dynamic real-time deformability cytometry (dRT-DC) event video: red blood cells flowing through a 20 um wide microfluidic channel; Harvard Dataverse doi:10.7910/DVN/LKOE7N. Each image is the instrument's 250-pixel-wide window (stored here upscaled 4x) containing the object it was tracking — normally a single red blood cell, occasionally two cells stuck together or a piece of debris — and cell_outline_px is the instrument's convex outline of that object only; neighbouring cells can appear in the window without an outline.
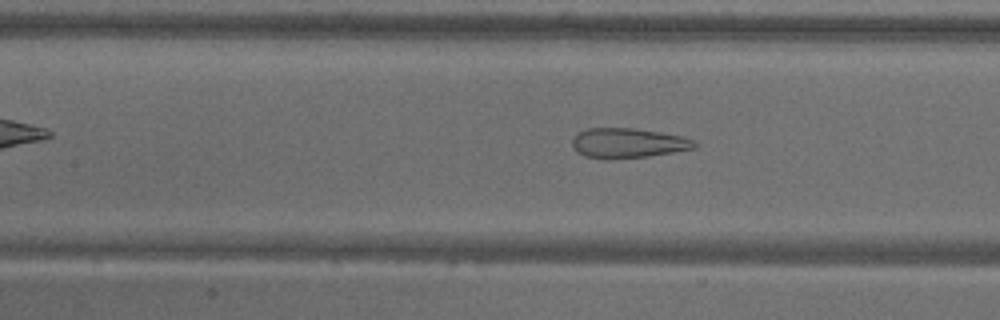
{"species": "common noctule bat (a hibernating species)", "species_latin": "Nyctalus noctula", "temperature_condition": "warm", "stored_images_in_passage": 45, "camera_frame_rate_fps": 3000, "um_per_image_px": 0.085, "animal": {"sex": "male", "body_mass_g": 18.8}, "frame": {"image": 1, "passage_image": 24, "time_ms": 7.667, "image_size_px": [1000, 320], "cell_outline_px": [[700, 144], [696, 148], [648, 156], [608, 160], [604, 160], [584, 156], [576, 152], [572, 144], [572, 140], [580, 132], [588, 128], [632, 128], [660, 132], [680, 136], [696, 140]], "centroid_in_image_um": [53.39, 12.18], "position_along_channel_um": 154.0, "area_um2": 21.44}}
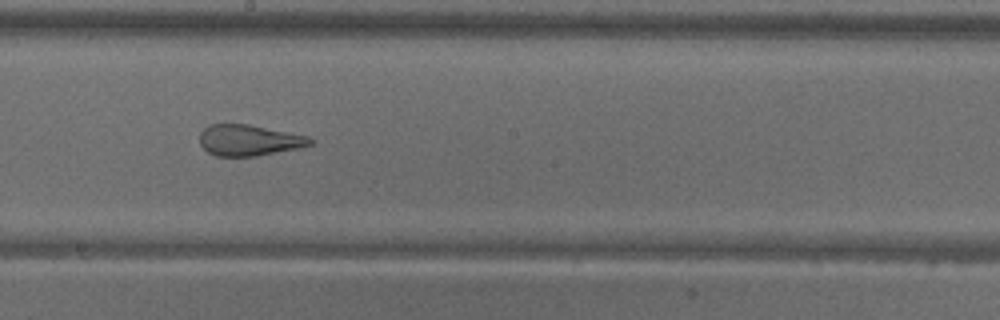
{"frame": {"image": 2, "passage_image": 30, "time_ms": 9.667, "image_size_px": [1000, 320], "cell_outline_px": [[316, 140], [312, 144], [300, 148], [256, 156], [216, 156], [208, 152], [200, 144], [200, 132], [208, 124], [248, 124], [308, 136]], "centroid_in_image_um": [21.18, 11.92], "position_along_channel_um": 227.0, "area_um2": 20.06}}
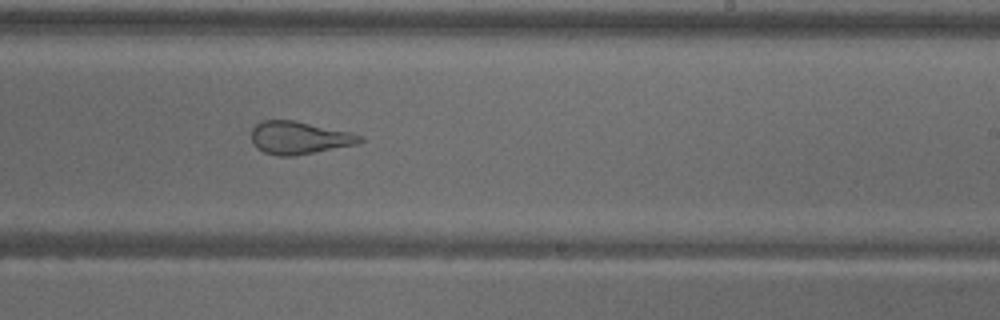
{"frame": {"image": 3, "passage_image": 33, "time_ms": 10.667, "image_size_px": [1000, 320], "cell_outline_px": [[364, 140], [356, 144], [292, 156], [276, 156], [264, 152], [256, 148], [252, 144], [252, 128], [260, 120], [292, 120], [352, 132], [360, 136]], "centroid_in_image_um": [25.38, 11.71], "position_along_channel_um": 263.6, "area_um2": 20.58}}